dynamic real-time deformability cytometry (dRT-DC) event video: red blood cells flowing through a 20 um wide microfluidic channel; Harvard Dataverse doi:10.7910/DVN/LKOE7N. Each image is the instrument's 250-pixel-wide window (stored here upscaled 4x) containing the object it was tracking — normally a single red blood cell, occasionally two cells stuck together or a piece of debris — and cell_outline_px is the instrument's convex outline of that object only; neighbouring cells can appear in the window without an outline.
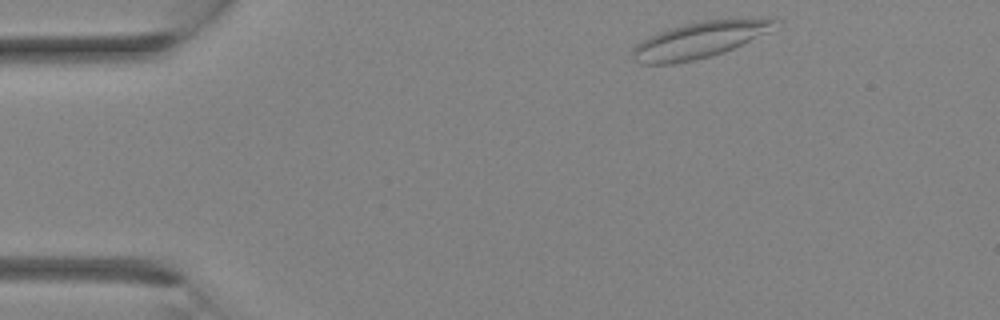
{"species": "Egyptian fruit bat (a non-hibernating species)", "species_latin": "Rousettus aegyptiacus", "temperature_condition": "room temperature", "stored_images_in_passage": 8, "camera_frame_rate_fps": 3000, "um_per_image_px": 0.085, "animal": {"sex": "female"}, "frame": {"image": 1, "passage_image": 1, "time_ms": 0.0, "image_size_px": [1000, 320], "cell_outline_px": [[780, 20], [768, 32], [724, 52], [712, 56], [696, 60], [672, 64], [644, 64], [636, 60], [632, 56], [632, 48], [636, 44], [660, 32], [684, 24], [704, 20]], "centroid_in_image_um": [59.37, 3.44], "position_along_channel_um": 25.6, "area_um2": 29.02}}